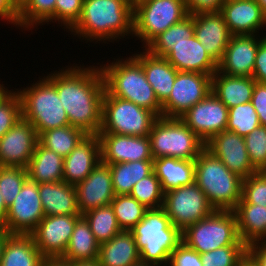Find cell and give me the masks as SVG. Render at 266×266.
Here are the masks:
<instances>
[{
	"label": "cell",
	"instance_id": "obj_1",
	"mask_svg": "<svg viewBox=\"0 0 266 266\" xmlns=\"http://www.w3.org/2000/svg\"><path fill=\"white\" fill-rule=\"evenodd\" d=\"M77 65L51 71L46 77L56 86L70 125L87 135H98L105 92L103 74L98 66Z\"/></svg>",
	"mask_w": 266,
	"mask_h": 266
},
{
	"label": "cell",
	"instance_id": "obj_2",
	"mask_svg": "<svg viewBox=\"0 0 266 266\" xmlns=\"http://www.w3.org/2000/svg\"><path fill=\"white\" fill-rule=\"evenodd\" d=\"M69 31L86 42L105 44L133 37V6L125 0H84L81 17Z\"/></svg>",
	"mask_w": 266,
	"mask_h": 266
},
{
	"label": "cell",
	"instance_id": "obj_3",
	"mask_svg": "<svg viewBox=\"0 0 266 266\" xmlns=\"http://www.w3.org/2000/svg\"><path fill=\"white\" fill-rule=\"evenodd\" d=\"M113 61L99 66L105 90L111 96L133 102L162 117V104L148 83L142 65L132 55Z\"/></svg>",
	"mask_w": 266,
	"mask_h": 266
},
{
	"label": "cell",
	"instance_id": "obj_4",
	"mask_svg": "<svg viewBox=\"0 0 266 266\" xmlns=\"http://www.w3.org/2000/svg\"><path fill=\"white\" fill-rule=\"evenodd\" d=\"M130 232L142 264L167 266L171 252L182 242V232L171 223L163 208L147 210Z\"/></svg>",
	"mask_w": 266,
	"mask_h": 266
},
{
	"label": "cell",
	"instance_id": "obj_5",
	"mask_svg": "<svg viewBox=\"0 0 266 266\" xmlns=\"http://www.w3.org/2000/svg\"><path fill=\"white\" fill-rule=\"evenodd\" d=\"M242 181L206 148L195 159V183L215 210H234L242 199Z\"/></svg>",
	"mask_w": 266,
	"mask_h": 266
},
{
	"label": "cell",
	"instance_id": "obj_6",
	"mask_svg": "<svg viewBox=\"0 0 266 266\" xmlns=\"http://www.w3.org/2000/svg\"><path fill=\"white\" fill-rule=\"evenodd\" d=\"M21 99L22 118L37 131H44L70 125L66 110L58 97L56 86L46 77L31 86L15 89Z\"/></svg>",
	"mask_w": 266,
	"mask_h": 266
},
{
	"label": "cell",
	"instance_id": "obj_7",
	"mask_svg": "<svg viewBox=\"0 0 266 266\" xmlns=\"http://www.w3.org/2000/svg\"><path fill=\"white\" fill-rule=\"evenodd\" d=\"M153 159L195 160L205 143L180 119L158 117L149 133Z\"/></svg>",
	"mask_w": 266,
	"mask_h": 266
},
{
	"label": "cell",
	"instance_id": "obj_8",
	"mask_svg": "<svg viewBox=\"0 0 266 266\" xmlns=\"http://www.w3.org/2000/svg\"><path fill=\"white\" fill-rule=\"evenodd\" d=\"M182 242L199 254L224 246H247L239 237L235 213L219 210L182 231Z\"/></svg>",
	"mask_w": 266,
	"mask_h": 266
},
{
	"label": "cell",
	"instance_id": "obj_9",
	"mask_svg": "<svg viewBox=\"0 0 266 266\" xmlns=\"http://www.w3.org/2000/svg\"><path fill=\"white\" fill-rule=\"evenodd\" d=\"M188 15L184 0H138L133 6V37L140 39L145 48Z\"/></svg>",
	"mask_w": 266,
	"mask_h": 266
},
{
	"label": "cell",
	"instance_id": "obj_10",
	"mask_svg": "<svg viewBox=\"0 0 266 266\" xmlns=\"http://www.w3.org/2000/svg\"><path fill=\"white\" fill-rule=\"evenodd\" d=\"M158 116L133 102L111 96L106 90L102 104V122L99 133L149 136Z\"/></svg>",
	"mask_w": 266,
	"mask_h": 266
},
{
	"label": "cell",
	"instance_id": "obj_11",
	"mask_svg": "<svg viewBox=\"0 0 266 266\" xmlns=\"http://www.w3.org/2000/svg\"><path fill=\"white\" fill-rule=\"evenodd\" d=\"M162 208L181 232L215 211L195 182L164 192Z\"/></svg>",
	"mask_w": 266,
	"mask_h": 266
},
{
	"label": "cell",
	"instance_id": "obj_12",
	"mask_svg": "<svg viewBox=\"0 0 266 266\" xmlns=\"http://www.w3.org/2000/svg\"><path fill=\"white\" fill-rule=\"evenodd\" d=\"M212 90V75L178 71L169 97L162 103V117L180 118Z\"/></svg>",
	"mask_w": 266,
	"mask_h": 266
},
{
	"label": "cell",
	"instance_id": "obj_13",
	"mask_svg": "<svg viewBox=\"0 0 266 266\" xmlns=\"http://www.w3.org/2000/svg\"><path fill=\"white\" fill-rule=\"evenodd\" d=\"M44 217L38 183L28 178L8 207L5 223L1 228L10 234L30 235Z\"/></svg>",
	"mask_w": 266,
	"mask_h": 266
},
{
	"label": "cell",
	"instance_id": "obj_14",
	"mask_svg": "<svg viewBox=\"0 0 266 266\" xmlns=\"http://www.w3.org/2000/svg\"><path fill=\"white\" fill-rule=\"evenodd\" d=\"M82 215L45 216L30 234L44 258L62 257Z\"/></svg>",
	"mask_w": 266,
	"mask_h": 266
},
{
	"label": "cell",
	"instance_id": "obj_15",
	"mask_svg": "<svg viewBox=\"0 0 266 266\" xmlns=\"http://www.w3.org/2000/svg\"><path fill=\"white\" fill-rule=\"evenodd\" d=\"M180 119L206 144L213 136L226 130L228 107L211 92Z\"/></svg>",
	"mask_w": 266,
	"mask_h": 266
},
{
	"label": "cell",
	"instance_id": "obj_16",
	"mask_svg": "<svg viewBox=\"0 0 266 266\" xmlns=\"http://www.w3.org/2000/svg\"><path fill=\"white\" fill-rule=\"evenodd\" d=\"M38 141L35 128L21 118L0 138V166L27 168Z\"/></svg>",
	"mask_w": 266,
	"mask_h": 266
},
{
	"label": "cell",
	"instance_id": "obj_17",
	"mask_svg": "<svg viewBox=\"0 0 266 266\" xmlns=\"http://www.w3.org/2000/svg\"><path fill=\"white\" fill-rule=\"evenodd\" d=\"M261 34L232 35L217 71L231 76L252 77Z\"/></svg>",
	"mask_w": 266,
	"mask_h": 266
},
{
	"label": "cell",
	"instance_id": "obj_18",
	"mask_svg": "<svg viewBox=\"0 0 266 266\" xmlns=\"http://www.w3.org/2000/svg\"><path fill=\"white\" fill-rule=\"evenodd\" d=\"M101 161L106 164L153 160L149 136L98 133Z\"/></svg>",
	"mask_w": 266,
	"mask_h": 266
},
{
	"label": "cell",
	"instance_id": "obj_19",
	"mask_svg": "<svg viewBox=\"0 0 266 266\" xmlns=\"http://www.w3.org/2000/svg\"><path fill=\"white\" fill-rule=\"evenodd\" d=\"M205 148L242 179L257 172L250 163L244 137L235 132L224 130L216 134L205 144Z\"/></svg>",
	"mask_w": 266,
	"mask_h": 266
},
{
	"label": "cell",
	"instance_id": "obj_20",
	"mask_svg": "<svg viewBox=\"0 0 266 266\" xmlns=\"http://www.w3.org/2000/svg\"><path fill=\"white\" fill-rule=\"evenodd\" d=\"M79 213L111 204L115 197L109 164L100 161L92 172L75 185Z\"/></svg>",
	"mask_w": 266,
	"mask_h": 266
},
{
	"label": "cell",
	"instance_id": "obj_21",
	"mask_svg": "<svg viewBox=\"0 0 266 266\" xmlns=\"http://www.w3.org/2000/svg\"><path fill=\"white\" fill-rule=\"evenodd\" d=\"M220 13L232 35H257L266 27V15L255 0H225Z\"/></svg>",
	"mask_w": 266,
	"mask_h": 266
},
{
	"label": "cell",
	"instance_id": "obj_22",
	"mask_svg": "<svg viewBox=\"0 0 266 266\" xmlns=\"http://www.w3.org/2000/svg\"><path fill=\"white\" fill-rule=\"evenodd\" d=\"M192 16L194 35L206 52L218 63L232 36L223 16L220 12L199 13Z\"/></svg>",
	"mask_w": 266,
	"mask_h": 266
},
{
	"label": "cell",
	"instance_id": "obj_23",
	"mask_svg": "<svg viewBox=\"0 0 266 266\" xmlns=\"http://www.w3.org/2000/svg\"><path fill=\"white\" fill-rule=\"evenodd\" d=\"M101 161L98 135H87L65 158L63 181L76 185L83 181Z\"/></svg>",
	"mask_w": 266,
	"mask_h": 266
},
{
	"label": "cell",
	"instance_id": "obj_24",
	"mask_svg": "<svg viewBox=\"0 0 266 266\" xmlns=\"http://www.w3.org/2000/svg\"><path fill=\"white\" fill-rule=\"evenodd\" d=\"M164 58L177 71L208 75H213L217 71V63L206 52L195 35L171 46V51Z\"/></svg>",
	"mask_w": 266,
	"mask_h": 266
},
{
	"label": "cell",
	"instance_id": "obj_25",
	"mask_svg": "<svg viewBox=\"0 0 266 266\" xmlns=\"http://www.w3.org/2000/svg\"><path fill=\"white\" fill-rule=\"evenodd\" d=\"M132 56L142 65L148 83L162 104L172 91L178 71L164 57L153 55L145 48Z\"/></svg>",
	"mask_w": 266,
	"mask_h": 266
},
{
	"label": "cell",
	"instance_id": "obj_26",
	"mask_svg": "<svg viewBox=\"0 0 266 266\" xmlns=\"http://www.w3.org/2000/svg\"><path fill=\"white\" fill-rule=\"evenodd\" d=\"M38 190L45 216L81 215L75 185L65 181L40 183Z\"/></svg>",
	"mask_w": 266,
	"mask_h": 266
},
{
	"label": "cell",
	"instance_id": "obj_27",
	"mask_svg": "<svg viewBox=\"0 0 266 266\" xmlns=\"http://www.w3.org/2000/svg\"><path fill=\"white\" fill-rule=\"evenodd\" d=\"M98 261L101 266H136L140 264L136 241L130 231L117 233L110 241L99 246Z\"/></svg>",
	"mask_w": 266,
	"mask_h": 266
},
{
	"label": "cell",
	"instance_id": "obj_28",
	"mask_svg": "<svg viewBox=\"0 0 266 266\" xmlns=\"http://www.w3.org/2000/svg\"><path fill=\"white\" fill-rule=\"evenodd\" d=\"M255 82L252 77L231 76L216 71L212 75L211 92L229 109L251 102Z\"/></svg>",
	"mask_w": 266,
	"mask_h": 266
},
{
	"label": "cell",
	"instance_id": "obj_29",
	"mask_svg": "<svg viewBox=\"0 0 266 266\" xmlns=\"http://www.w3.org/2000/svg\"><path fill=\"white\" fill-rule=\"evenodd\" d=\"M153 171L164 192L195 182V160L160 157L153 159Z\"/></svg>",
	"mask_w": 266,
	"mask_h": 266
},
{
	"label": "cell",
	"instance_id": "obj_30",
	"mask_svg": "<svg viewBox=\"0 0 266 266\" xmlns=\"http://www.w3.org/2000/svg\"><path fill=\"white\" fill-rule=\"evenodd\" d=\"M233 212L239 237L246 245L266 241V206L249 204L242 198Z\"/></svg>",
	"mask_w": 266,
	"mask_h": 266
},
{
	"label": "cell",
	"instance_id": "obj_31",
	"mask_svg": "<svg viewBox=\"0 0 266 266\" xmlns=\"http://www.w3.org/2000/svg\"><path fill=\"white\" fill-rule=\"evenodd\" d=\"M63 163L62 156L38 142L26 168L28 178L38 184L61 182L63 181Z\"/></svg>",
	"mask_w": 266,
	"mask_h": 266
},
{
	"label": "cell",
	"instance_id": "obj_32",
	"mask_svg": "<svg viewBox=\"0 0 266 266\" xmlns=\"http://www.w3.org/2000/svg\"><path fill=\"white\" fill-rule=\"evenodd\" d=\"M43 260L31 235L10 234L3 248L0 266H42Z\"/></svg>",
	"mask_w": 266,
	"mask_h": 266
},
{
	"label": "cell",
	"instance_id": "obj_33",
	"mask_svg": "<svg viewBox=\"0 0 266 266\" xmlns=\"http://www.w3.org/2000/svg\"><path fill=\"white\" fill-rule=\"evenodd\" d=\"M99 246L89 223L82 216L76 222L67 249L61 258L69 262L95 260L98 259Z\"/></svg>",
	"mask_w": 266,
	"mask_h": 266
},
{
	"label": "cell",
	"instance_id": "obj_34",
	"mask_svg": "<svg viewBox=\"0 0 266 266\" xmlns=\"http://www.w3.org/2000/svg\"><path fill=\"white\" fill-rule=\"evenodd\" d=\"M115 195L130 194L133 186L153 172V160L109 164Z\"/></svg>",
	"mask_w": 266,
	"mask_h": 266
},
{
	"label": "cell",
	"instance_id": "obj_35",
	"mask_svg": "<svg viewBox=\"0 0 266 266\" xmlns=\"http://www.w3.org/2000/svg\"><path fill=\"white\" fill-rule=\"evenodd\" d=\"M87 134L76 127L66 125L39 134V143L65 158Z\"/></svg>",
	"mask_w": 266,
	"mask_h": 266
},
{
	"label": "cell",
	"instance_id": "obj_36",
	"mask_svg": "<svg viewBox=\"0 0 266 266\" xmlns=\"http://www.w3.org/2000/svg\"><path fill=\"white\" fill-rule=\"evenodd\" d=\"M192 36H194L193 16L188 15L179 23L170 26L166 31L160 33L145 49L153 55L165 57L171 51V46Z\"/></svg>",
	"mask_w": 266,
	"mask_h": 266
},
{
	"label": "cell",
	"instance_id": "obj_37",
	"mask_svg": "<svg viewBox=\"0 0 266 266\" xmlns=\"http://www.w3.org/2000/svg\"><path fill=\"white\" fill-rule=\"evenodd\" d=\"M82 216L89 223L91 231L99 244L110 241L117 233L122 231L111 205L89 210Z\"/></svg>",
	"mask_w": 266,
	"mask_h": 266
},
{
	"label": "cell",
	"instance_id": "obj_38",
	"mask_svg": "<svg viewBox=\"0 0 266 266\" xmlns=\"http://www.w3.org/2000/svg\"><path fill=\"white\" fill-rule=\"evenodd\" d=\"M56 0H28L19 9V27L33 30L37 26L55 22ZM54 20V21H53ZM46 22V23H45ZM43 23V24H42Z\"/></svg>",
	"mask_w": 266,
	"mask_h": 266
},
{
	"label": "cell",
	"instance_id": "obj_39",
	"mask_svg": "<svg viewBox=\"0 0 266 266\" xmlns=\"http://www.w3.org/2000/svg\"><path fill=\"white\" fill-rule=\"evenodd\" d=\"M113 207L121 230L130 231L144 217L148 210L129 194L115 195L110 204Z\"/></svg>",
	"mask_w": 266,
	"mask_h": 266
},
{
	"label": "cell",
	"instance_id": "obj_40",
	"mask_svg": "<svg viewBox=\"0 0 266 266\" xmlns=\"http://www.w3.org/2000/svg\"><path fill=\"white\" fill-rule=\"evenodd\" d=\"M145 208L159 209L163 207L164 191L161 188L160 180L153 171L150 175L137 182L130 194Z\"/></svg>",
	"mask_w": 266,
	"mask_h": 266
},
{
	"label": "cell",
	"instance_id": "obj_41",
	"mask_svg": "<svg viewBox=\"0 0 266 266\" xmlns=\"http://www.w3.org/2000/svg\"><path fill=\"white\" fill-rule=\"evenodd\" d=\"M259 126V116L251 102L228 109V124L226 130L245 137Z\"/></svg>",
	"mask_w": 266,
	"mask_h": 266
},
{
	"label": "cell",
	"instance_id": "obj_42",
	"mask_svg": "<svg viewBox=\"0 0 266 266\" xmlns=\"http://www.w3.org/2000/svg\"><path fill=\"white\" fill-rule=\"evenodd\" d=\"M28 179L27 169L20 166H0V193L7 208L13 203Z\"/></svg>",
	"mask_w": 266,
	"mask_h": 266
},
{
	"label": "cell",
	"instance_id": "obj_43",
	"mask_svg": "<svg viewBox=\"0 0 266 266\" xmlns=\"http://www.w3.org/2000/svg\"><path fill=\"white\" fill-rule=\"evenodd\" d=\"M200 255L202 266H239L247 257V246H224Z\"/></svg>",
	"mask_w": 266,
	"mask_h": 266
},
{
	"label": "cell",
	"instance_id": "obj_44",
	"mask_svg": "<svg viewBox=\"0 0 266 266\" xmlns=\"http://www.w3.org/2000/svg\"><path fill=\"white\" fill-rule=\"evenodd\" d=\"M250 163L257 172L266 171V126H259L244 137Z\"/></svg>",
	"mask_w": 266,
	"mask_h": 266
},
{
	"label": "cell",
	"instance_id": "obj_45",
	"mask_svg": "<svg viewBox=\"0 0 266 266\" xmlns=\"http://www.w3.org/2000/svg\"><path fill=\"white\" fill-rule=\"evenodd\" d=\"M242 198L249 204L266 206V171L256 172L243 179Z\"/></svg>",
	"mask_w": 266,
	"mask_h": 266
},
{
	"label": "cell",
	"instance_id": "obj_46",
	"mask_svg": "<svg viewBox=\"0 0 266 266\" xmlns=\"http://www.w3.org/2000/svg\"><path fill=\"white\" fill-rule=\"evenodd\" d=\"M11 90L0 103V138L22 118L21 99L15 90Z\"/></svg>",
	"mask_w": 266,
	"mask_h": 266
},
{
	"label": "cell",
	"instance_id": "obj_47",
	"mask_svg": "<svg viewBox=\"0 0 266 266\" xmlns=\"http://www.w3.org/2000/svg\"><path fill=\"white\" fill-rule=\"evenodd\" d=\"M83 2L84 0H56L55 22L69 32L81 17Z\"/></svg>",
	"mask_w": 266,
	"mask_h": 266
},
{
	"label": "cell",
	"instance_id": "obj_48",
	"mask_svg": "<svg viewBox=\"0 0 266 266\" xmlns=\"http://www.w3.org/2000/svg\"><path fill=\"white\" fill-rule=\"evenodd\" d=\"M168 266H202L201 255L184 242H181L170 254Z\"/></svg>",
	"mask_w": 266,
	"mask_h": 266
},
{
	"label": "cell",
	"instance_id": "obj_49",
	"mask_svg": "<svg viewBox=\"0 0 266 266\" xmlns=\"http://www.w3.org/2000/svg\"><path fill=\"white\" fill-rule=\"evenodd\" d=\"M189 15L220 12L225 0H184Z\"/></svg>",
	"mask_w": 266,
	"mask_h": 266
},
{
	"label": "cell",
	"instance_id": "obj_50",
	"mask_svg": "<svg viewBox=\"0 0 266 266\" xmlns=\"http://www.w3.org/2000/svg\"><path fill=\"white\" fill-rule=\"evenodd\" d=\"M251 103L259 116L261 126H266V83L255 82Z\"/></svg>",
	"mask_w": 266,
	"mask_h": 266
},
{
	"label": "cell",
	"instance_id": "obj_51",
	"mask_svg": "<svg viewBox=\"0 0 266 266\" xmlns=\"http://www.w3.org/2000/svg\"><path fill=\"white\" fill-rule=\"evenodd\" d=\"M252 78L259 83H266V36L259 42Z\"/></svg>",
	"mask_w": 266,
	"mask_h": 266
},
{
	"label": "cell",
	"instance_id": "obj_52",
	"mask_svg": "<svg viewBox=\"0 0 266 266\" xmlns=\"http://www.w3.org/2000/svg\"><path fill=\"white\" fill-rule=\"evenodd\" d=\"M247 257L256 266H266V241H258L247 245Z\"/></svg>",
	"mask_w": 266,
	"mask_h": 266
},
{
	"label": "cell",
	"instance_id": "obj_53",
	"mask_svg": "<svg viewBox=\"0 0 266 266\" xmlns=\"http://www.w3.org/2000/svg\"><path fill=\"white\" fill-rule=\"evenodd\" d=\"M0 19L19 28V10L12 0H0Z\"/></svg>",
	"mask_w": 266,
	"mask_h": 266
},
{
	"label": "cell",
	"instance_id": "obj_54",
	"mask_svg": "<svg viewBox=\"0 0 266 266\" xmlns=\"http://www.w3.org/2000/svg\"><path fill=\"white\" fill-rule=\"evenodd\" d=\"M42 266H73V262H69L61 257L44 258Z\"/></svg>",
	"mask_w": 266,
	"mask_h": 266
},
{
	"label": "cell",
	"instance_id": "obj_55",
	"mask_svg": "<svg viewBox=\"0 0 266 266\" xmlns=\"http://www.w3.org/2000/svg\"><path fill=\"white\" fill-rule=\"evenodd\" d=\"M7 212H8V208L5 205L4 198L2 197L0 193V227H2L5 223Z\"/></svg>",
	"mask_w": 266,
	"mask_h": 266
},
{
	"label": "cell",
	"instance_id": "obj_56",
	"mask_svg": "<svg viewBox=\"0 0 266 266\" xmlns=\"http://www.w3.org/2000/svg\"><path fill=\"white\" fill-rule=\"evenodd\" d=\"M10 235L5 229L0 227V264L2 259L3 248L6 243L7 237Z\"/></svg>",
	"mask_w": 266,
	"mask_h": 266
},
{
	"label": "cell",
	"instance_id": "obj_57",
	"mask_svg": "<svg viewBox=\"0 0 266 266\" xmlns=\"http://www.w3.org/2000/svg\"><path fill=\"white\" fill-rule=\"evenodd\" d=\"M73 266H101L98 259L73 262Z\"/></svg>",
	"mask_w": 266,
	"mask_h": 266
},
{
	"label": "cell",
	"instance_id": "obj_58",
	"mask_svg": "<svg viewBox=\"0 0 266 266\" xmlns=\"http://www.w3.org/2000/svg\"><path fill=\"white\" fill-rule=\"evenodd\" d=\"M12 91L6 88L0 83V103L11 93Z\"/></svg>",
	"mask_w": 266,
	"mask_h": 266
},
{
	"label": "cell",
	"instance_id": "obj_59",
	"mask_svg": "<svg viewBox=\"0 0 266 266\" xmlns=\"http://www.w3.org/2000/svg\"><path fill=\"white\" fill-rule=\"evenodd\" d=\"M239 266H256L248 257H246Z\"/></svg>",
	"mask_w": 266,
	"mask_h": 266
},
{
	"label": "cell",
	"instance_id": "obj_60",
	"mask_svg": "<svg viewBox=\"0 0 266 266\" xmlns=\"http://www.w3.org/2000/svg\"><path fill=\"white\" fill-rule=\"evenodd\" d=\"M28 0H12L14 5L18 8V10L27 2Z\"/></svg>",
	"mask_w": 266,
	"mask_h": 266
},
{
	"label": "cell",
	"instance_id": "obj_61",
	"mask_svg": "<svg viewBox=\"0 0 266 266\" xmlns=\"http://www.w3.org/2000/svg\"><path fill=\"white\" fill-rule=\"evenodd\" d=\"M266 15V0H255Z\"/></svg>",
	"mask_w": 266,
	"mask_h": 266
},
{
	"label": "cell",
	"instance_id": "obj_62",
	"mask_svg": "<svg viewBox=\"0 0 266 266\" xmlns=\"http://www.w3.org/2000/svg\"><path fill=\"white\" fill-rule=\"evenodd\" d=\"M126 2H128L131 6H134L138 0H125Z\"/></svg>",
	"mask_w": 266,
	"mask_h": 266
},
{
	"label": "cell",
	"instance_id": "obj_63",
	"mask_svg": "<svg viewBox=\"0 0 266 266\" xmlns=\"http://www.w3.org/2000/svg\"><path fill=\"white\" fill-rule=\"evenodd\" d=\"M136 266H155V265H152V264H142V263H140V264H138Z\"/></svg>",
	"mask_w": 266,
	"mask_h": 266
}]
</instances>
